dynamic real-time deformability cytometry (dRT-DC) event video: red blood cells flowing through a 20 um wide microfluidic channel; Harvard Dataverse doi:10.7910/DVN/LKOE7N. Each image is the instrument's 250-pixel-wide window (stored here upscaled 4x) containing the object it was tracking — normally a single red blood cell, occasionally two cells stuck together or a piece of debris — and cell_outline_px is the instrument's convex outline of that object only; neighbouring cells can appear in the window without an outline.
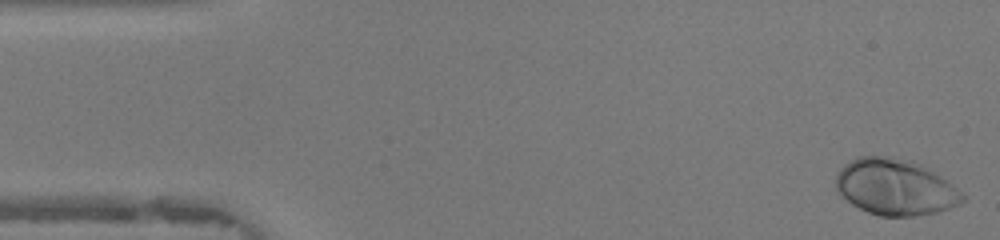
{"species": "human", "species_latin": "Homo sapiens", "temperature_condition": "warm", "stored_images_in_passage": 46, "camera_frame_rate_fps": 3000, "um_per_image_px": 0.085, "donor": {"sex": "female"}, "frame": {"image": 1, "passage_image": 1, "time_ms": 0.0, "image_size_px": [1000, 240], "cell_outline_px": [[964, 200], [960, 204], [940, 212], [916, 216], [880, 216], [868, 212], [852, 204], [836, 188], [836, 172], [844, 164], [856, 156], [888, 156], [912, 160], [920, 164], [940, 176], [956, 188], [964, 196]], "centroid_in_image_um": [76.08, 15.9], "position_along_channel_um": 8.9, "area_um2": 41.33}}
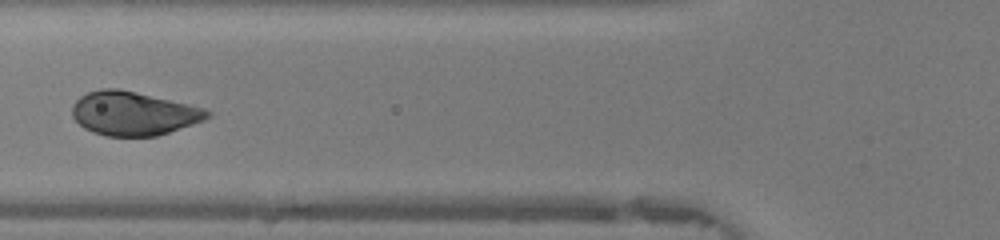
{"frame": {"image": 2, "passage_image": 17, "time_ms": 5.333, "image_size_px": [1000, 240], "cell_outline_px": [[212, 116], [204, 120], [156, 136], [104, 136], [92, 132], [84, 128], [72, 116], [72, 104], [80, 96], [88, 92], [100, 88], [120, 88], [188, 104], [204, 108], [212, 112]], "centroid_in_image_um": [11.32, 9.63], "position_along_channel_um": 114.5, "area_um2": 34.51}}
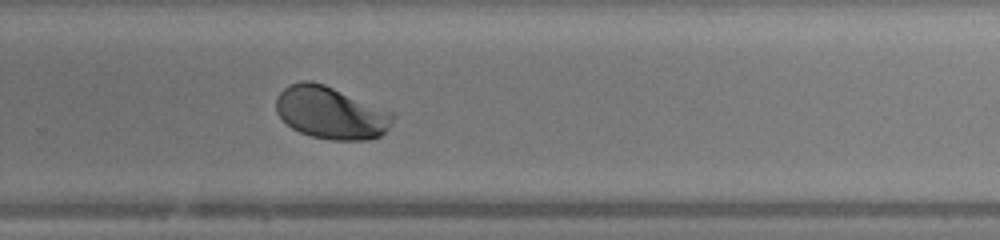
{"frame": {"image": 3, "passage_image": 30, "time_ms": 9.667, "image_size_px": [1000, 240], "cell_outline_px": [[396, 116], [392, 124], [380, 136], [368, 140], [332, 140], [312, 136], [300, 132], [292, 128], [276, 112], [276, 96], [288, 84], [300, 80], [312, 80], [324, 84], [396, 112]], "centroid_in_image_um": [28.16, 9.57], "position_along_channel_um": 301.6, "area_um2": 36.13}, "authors_computed_cell_mechanics": {"area_um2": 35.8649, "velocity_mm_per_s": 4.3324, "shape_relaxation_time_tau1_ms": 1.3643, "shape_relaxation_time_tau2_ms": null, "deformation_change_tau1": 0.1371, "deformation_change_tau2": null}}